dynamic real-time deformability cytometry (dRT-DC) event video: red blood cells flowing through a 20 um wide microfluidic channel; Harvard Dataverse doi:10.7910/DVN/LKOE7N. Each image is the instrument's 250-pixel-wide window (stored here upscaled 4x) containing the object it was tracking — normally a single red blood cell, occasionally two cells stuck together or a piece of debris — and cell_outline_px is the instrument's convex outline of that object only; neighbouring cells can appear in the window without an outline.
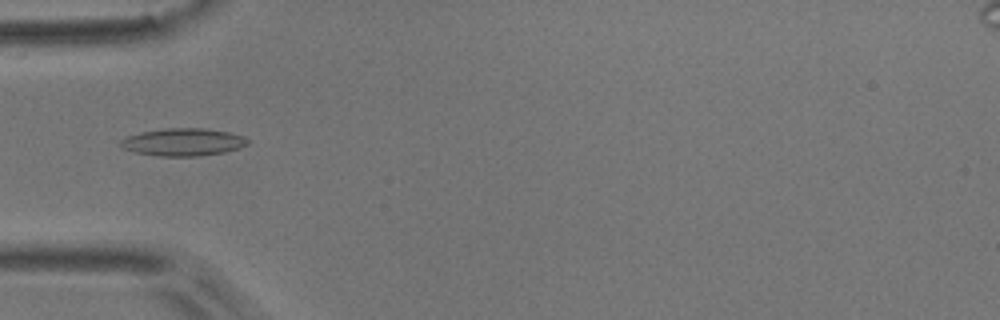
{"species": "common noctule bat (a hibernating species)", "species_latin": "Nyctalus noctula", "temperature_condition": "room temperature", "stored_images_in_passage": 5, "camera_frame_rate_fps": 3000, "um_per_image_px": 0.085, "animal": {"sex": "male", "body_mass_g": 17.9}, "frame": {"image": 1, "passage_image": 5, "time_ms": 1.333, "image_size_px": [1000, 320], "cell_outline_px": [[248, 144], [240, 148], [224, 152], [196, 156], [160, 156], [136, 152], [124, 148], [120, 144], [120, 140], [128, 136], [140, 132], [164, 128], [204, 128], [228, 132], [244, 136], [248, 140]], "centroid_in_image_um": [15.58, 12.07], "position_along_channel_um": 69.4, "area_um2": 20.29}}